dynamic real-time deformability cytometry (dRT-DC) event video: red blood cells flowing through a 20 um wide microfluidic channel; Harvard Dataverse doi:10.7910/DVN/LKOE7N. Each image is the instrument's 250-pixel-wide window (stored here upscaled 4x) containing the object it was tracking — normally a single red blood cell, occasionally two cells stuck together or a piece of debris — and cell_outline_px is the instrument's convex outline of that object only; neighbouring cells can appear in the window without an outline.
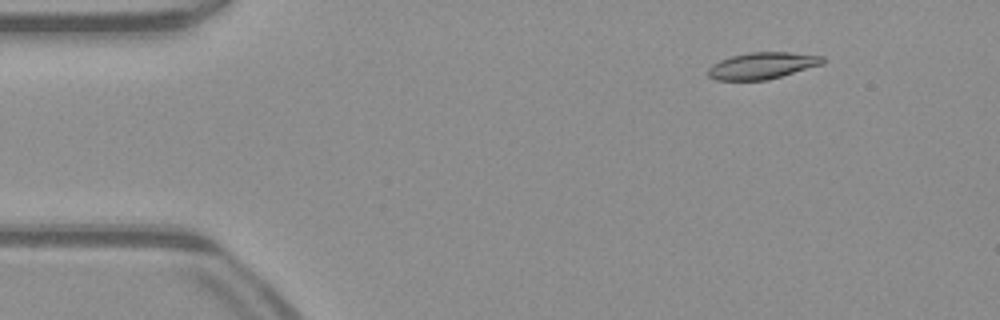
{"species": "common noctule bat (a hibernating species)", "species_latin": "Nyctalus noctula", "temperature_condition": "warm", "stored_images_in_passage": 50, "camera_frame_rate_fps": 3000, "um_per_image_px": 0.085, "animal": {"sex": "male", "body_mass_g": 23.1, "forearm_length_mm": 52.7}, "frame": {"image": 1, "passage_image": 6, "time_ms": 1.667, "image_size_px": [1000, 320], "cell_outline_px": [[824, 64], [768, 80], [716, 80], [708, 76], [708, 68], [712, 64], [720, 60], [732, 56], [748, 52], [788, 52], [824, 56]], "centroid_in_image_um": [64.8, 5.58], "position_along_channel_um": 20.2, "area_um2": 17.86}}
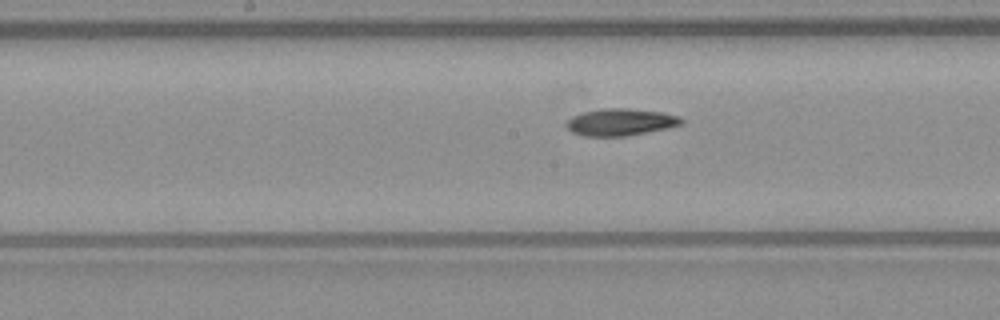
{"frame": {"image": 2, "passage_image": 25, "time_ms": 8.0, "image_size_px": [1000, 320], "cell_outline_px": [[684, 124], [668, 128], [628, 136], [584, 136], [572, 132], [564, 124], [572, 116], [584, 112], [600, 108], [628, 108], [664, 112], [680, 116], [684, 120]], "centroid_in_image_um": [52.78, 10.37], "position_along_channel_um": 195.4, "area_um2": 18.38}}
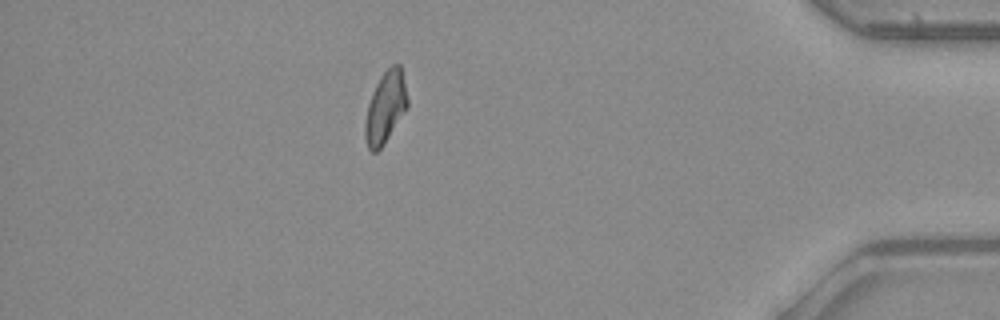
{"frame": {"image": 3, "passage_image": 44, "time_ms": 14.333, "image_size_px": [1000, 320], "cell_outline_px": [[408, 108], [384, 144], [376, 152], [372, 152], [368, 148], [364, 136], [364, 124], [368, 104], [376, 84], [380, 76], [392, 64], [400, 64], [408, 100]], "centroid_in_image_um": [32.76, 9.15], "position_along_channel_um": 402.4, "area_um2": 17.69}, "authors_computed_cell_mechanics": {"area_um2": 17.9469, "velocity_mm_per_s": 4.0622, "shape_relaxation_time_tau1_ms": 6.738, "shape_relaxation_time_tau2_ms": null, "deformation_change_tau1": 0.1894, "deformation_change_tau2": null}}